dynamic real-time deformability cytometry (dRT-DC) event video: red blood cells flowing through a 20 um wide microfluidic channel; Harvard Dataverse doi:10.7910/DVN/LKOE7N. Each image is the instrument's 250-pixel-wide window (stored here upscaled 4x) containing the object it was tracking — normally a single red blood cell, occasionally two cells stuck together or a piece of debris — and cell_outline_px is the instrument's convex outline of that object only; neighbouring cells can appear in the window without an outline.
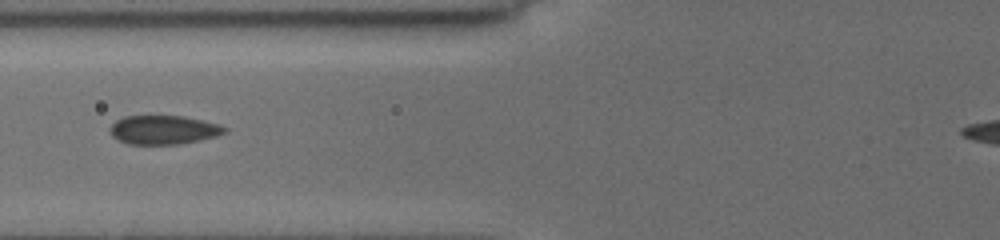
{"species": "common noctule bat (a hibernating species)", "species_latin": "Nyctalus noctula", "temperature_condition": "cold", "stored_images_in_passage": 5, "camera_frame_rate_fps": 3000, "um_per_image_px": 0.085, "animal": {"sex": "female", "body_mass_g": 19.5, "forearm_length_mm": 54.1}, "frame": {"image": 1, "passage_image": 2, "time_ms": 1.0, "image_size_px": [1000, 240], "cell_outline_px": [[228, 132], [216, 136], [200, 140], [180, 144], [128, 144], [116, 140], [108, 132], [108, 128], [116, 120], [124, 116], [184, 116], [204, 120], [220, 124], [228, 128]], "centroid_in_image_um": [13.9, 11.04], "position_along_channel_um": 111.9, "area_um2": 19.65}}
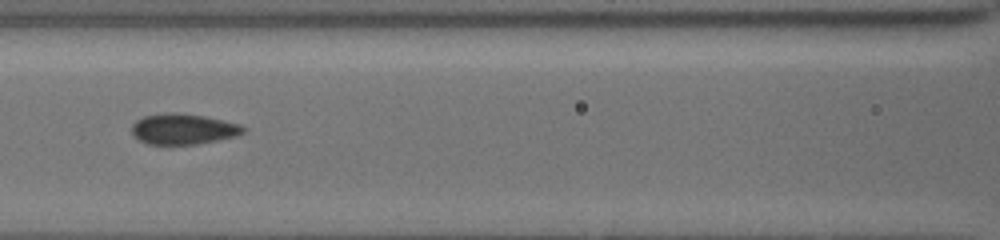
{"frame": {"image": 2, "passage_image": 3, "time_ms": 2.0, "image_size_px": [1000, 240], "cell_outline_px": [[248, 128], [244, 132], [236, 136], [196, 144], [148, 144], [140, 140], [132, 132], [132, 124], [136, 120], [144, 116], [204, 116], [240, 124]], "centroid_in_image_um": [15.64, 11.02], "position_along_channel_um": 151.0, "area_um2": 18.84}}
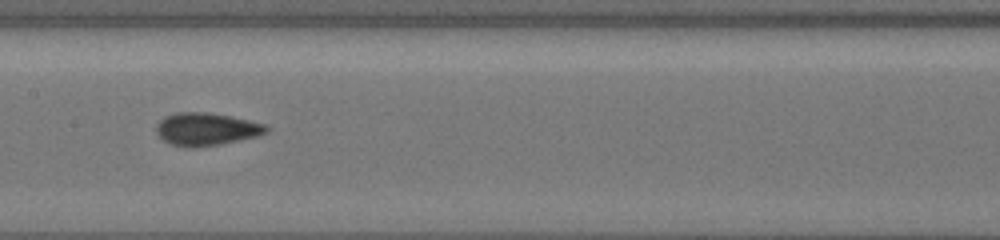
{"frame": {"image": 3, "passage_image": 4, "time_ms": 3.0, "image_size_px": [1000, 240], "cell_outline_px": [[272, 128], [268, 132], [260, 136], [220, 144], [196, 148], [188, 148], [172, 144], [164, 140], [156, 132], [156, 124], [164, 116], [176, 112], [204, 112], [228, 116], [248, 120], [264, 124]], "centroid_in_image_um": [17.55, 10.98], "position_along_channel_um": 189.8, "area_um2": 21.1}}